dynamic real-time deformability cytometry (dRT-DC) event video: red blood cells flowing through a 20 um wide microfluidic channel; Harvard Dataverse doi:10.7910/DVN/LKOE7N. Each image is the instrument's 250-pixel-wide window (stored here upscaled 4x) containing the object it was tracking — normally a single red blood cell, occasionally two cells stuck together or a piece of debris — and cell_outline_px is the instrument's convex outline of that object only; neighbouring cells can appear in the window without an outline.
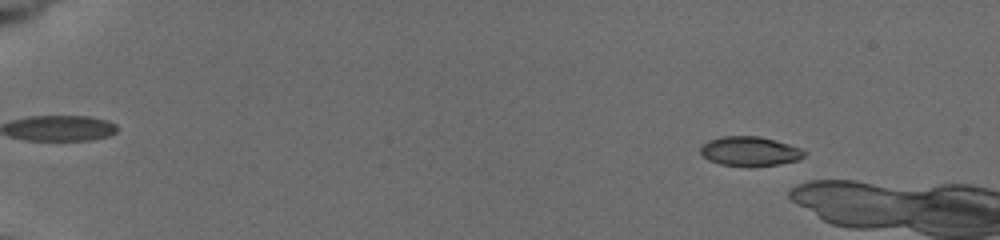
{"species": "common noctule bat (a hibernating species)", "species_latin": "Nyctalus noctula", "temperature_condition": "cold", "stored_images_in_passage": 12, "camera_frame_rate_fps": 3000, "um_per_image_px": 0.085, "animal": {"sex": "female", "body_mass_g": 19.5, "forearm_length_mm": 54.1}, "frame": {"image": 1, "passage_image": 6, "time_ms": 2.0, "image_size_px": [1000, 240], "cell_outline_px": [[804, 156], [796, 160], [780, 164], [752, 168], [748, 168], [720, 164], [708, 160], [700, 152], [700, 148], [708, 140], [720, 136], [760, 136], [788, 144], [800, 148], [804, 152]], "centroid_in_image_um": [63.7, 12.88], "position_along_channel_um": 21.3, "area_um2": 18.03}}